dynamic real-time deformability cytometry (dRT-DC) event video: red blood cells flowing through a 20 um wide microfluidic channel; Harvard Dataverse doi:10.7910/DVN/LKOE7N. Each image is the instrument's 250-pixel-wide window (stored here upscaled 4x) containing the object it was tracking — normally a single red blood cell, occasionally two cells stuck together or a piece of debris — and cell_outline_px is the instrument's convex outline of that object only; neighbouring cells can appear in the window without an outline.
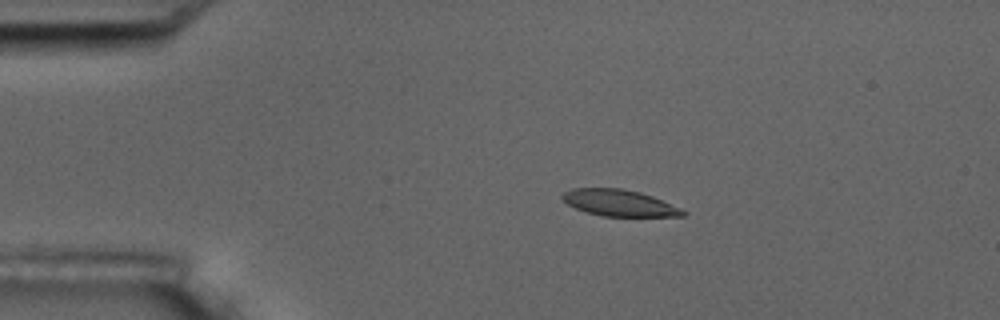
{"species": "common noctule bat (a hibernating species)", "species_latin": "Nyctalus noctula", "temperature_condition": "room temperature", "stored_images_in_passage": 4, "camera_frame_rate_fps": 3000, "um_per_image_px": 0.085, "animal": {"sex": "male", "body_mass_g": 17.5, "forearm_length_mm": 52.3}, "frame": {"image": 1, "passage_image": 2, "time_ms": 2.0, "image_size_px": [1000, 320], "cell_outline_px": [[688, 212], [684, 216], [604, 216], [588, 212], [576, 208], [568, 204], [560, 196], [564, 192], [572, 188], [620, 188], [640, 192], [652, 196], [680, 208]], "centroid_in_image_um": [52.64, 17.24], "position_along_channel_um": 32.4, "area_um2": 18.38}}
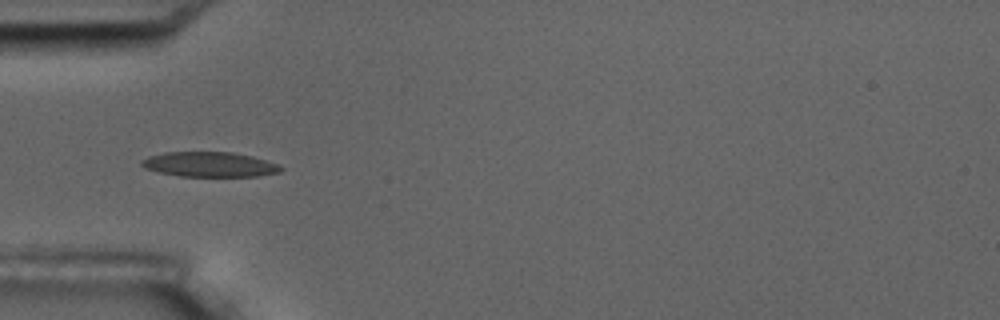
{"frame": {"image": 2, "passage_image": 4, "time_ms": 4.333, "image_size_px": [1000, 320], "cell_outline_px": [[284, 168], [280, 172], [256, 176], [180, 176], [160, 172], [144, 168], [140, 164], [140, 160], [148, 156], [164, 152], [232, 152], [252, 156], [280, 164]], "centroid_in_image_um": [17.81, 13.97], "position_along_channel_um": 67.2, "area_um2": 20.29}}